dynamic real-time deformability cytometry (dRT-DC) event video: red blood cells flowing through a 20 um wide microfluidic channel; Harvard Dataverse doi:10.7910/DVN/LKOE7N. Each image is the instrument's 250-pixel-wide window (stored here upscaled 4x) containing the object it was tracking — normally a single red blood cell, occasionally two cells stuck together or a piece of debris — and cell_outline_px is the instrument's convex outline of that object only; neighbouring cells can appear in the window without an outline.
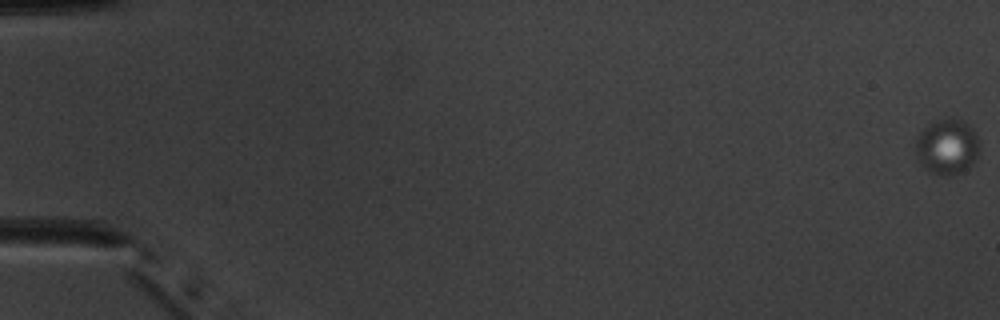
{"species": "common noctule bat (a hibernating species)", "species_latin": "Nyctalus noctula", "temperature_condition": "warm", "stored_images_in_passage": 56, "camera_frame_rate_fps": 3000, "um_per_image_px": 0.085, "animal": {"sex": "male", "body_mass_g": 20.1, "forearm_length_mm": 53.5}, "frame": {"image": 1, "passage_image": 1, "time_ms": 0.0, "image_size_px": [1000, 320], "cell_outline_px": [[980, 144], [976, 160], [968, 168], [952, 176], [936, 176], [928, 172], [920, 164], [912, 140], [928, 124], [936, 120], [952, 116], [964, 120], [972, 128], [980, 140]], "centroid_in_image_um": [80.48, 12.46], "position_along_channel_um": 4.5, "area_um2": 21.56}}
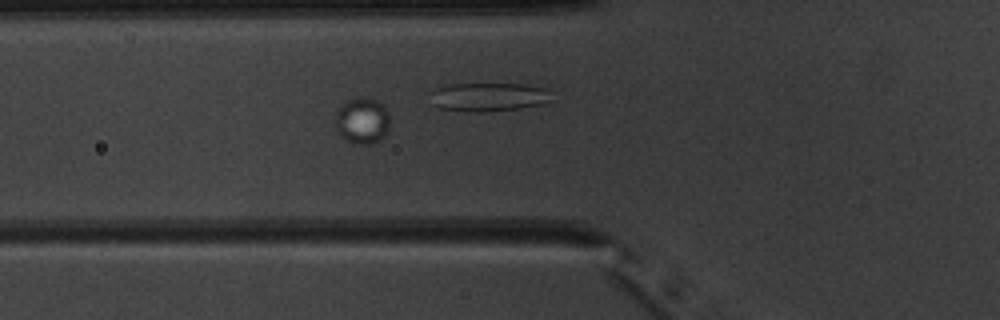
{"frame": {"image": 2, "passage_image": 23, "time_ms": 7.333, "image_size_px": [1000, 320], "cell_outline_px": [[388, 128], [384, 136], [380, 140], [372, 144], [352, 144], [340, 136], [336, 128], [336, 112], [348, 100], [360, 96], [376, 100], [388, 112]], "centroid_in_image_um": [30.77, 10.29], "position_along_channel_um": 95.0, "area_um2": 14.57}}